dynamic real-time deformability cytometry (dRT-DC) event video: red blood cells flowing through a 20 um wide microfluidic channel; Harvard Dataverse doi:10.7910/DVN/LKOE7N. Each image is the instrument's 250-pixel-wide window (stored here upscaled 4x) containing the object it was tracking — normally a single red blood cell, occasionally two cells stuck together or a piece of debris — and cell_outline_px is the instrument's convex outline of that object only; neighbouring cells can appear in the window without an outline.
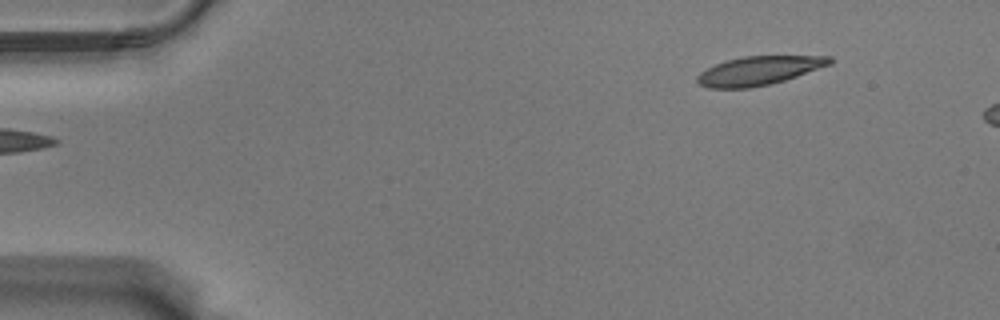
{"species": "Egyptian fruit bat (a non-hibernating species)", "species_latin": "Rousettus aegyptiacus", "temperature_condition": "warm", "stored_images_in_passage": 4, "segment_of_instrument_passage": [2, 2], "camera_frame_rate_fps": 3000, "um_per_image_px": 0.085, "animal": {"sex": "male"}, "frame": {"image": 1, "passage_image": 4, "time_ms": 1.0, "image_size_px": [1000, 320], "cell_outline_px": [[832, 64], [784, 80], [768, 84], [748, 88], [708, 88], [700, 84], [696, 80], [696, 76], [700, 72], [716, 64], [728, 60], [744, 56], [832, 56]], "centroid_in_image_um": [64.5, 6.0], "position_along_channel_um": 20.5, "area_um2": 21.96}}